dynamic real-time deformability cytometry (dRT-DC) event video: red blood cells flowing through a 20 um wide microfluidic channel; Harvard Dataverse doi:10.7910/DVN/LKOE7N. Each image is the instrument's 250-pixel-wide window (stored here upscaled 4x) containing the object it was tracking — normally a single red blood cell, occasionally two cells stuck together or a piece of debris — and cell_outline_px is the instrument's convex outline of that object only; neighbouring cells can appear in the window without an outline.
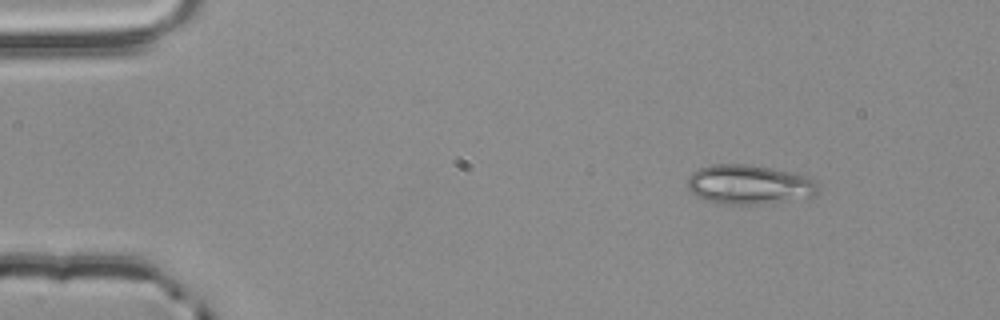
{"species": "common noctule bat (a hibernating species)", "species_latin": "Nyctalus noctula", "temperature_condition": "room temperature", "stored_images_in_passage": 3, "camera_frame_rate_fps": 3000, "um_per_image_px": 0.085, "animal": {"sex": "male", "body_mass_g": 20.4}, "frame": {"image": 1, "passage_image": 1, "time_ms": 0.0, "image_size_px": [1000, 320], "cell_outline_px": [[820, 192], [816, 196], [764, 204], [720, 204], [696, 196], [688, 188], [688, 176], [692, 172], [700, 168], [716, 164], [748, 164], [772, 168], [808, 176], [820, 188]], "centroid_in_image_um": [63.7, 15.69], "position_along_channel_um": 21.3, "area_um2": 30.11}}